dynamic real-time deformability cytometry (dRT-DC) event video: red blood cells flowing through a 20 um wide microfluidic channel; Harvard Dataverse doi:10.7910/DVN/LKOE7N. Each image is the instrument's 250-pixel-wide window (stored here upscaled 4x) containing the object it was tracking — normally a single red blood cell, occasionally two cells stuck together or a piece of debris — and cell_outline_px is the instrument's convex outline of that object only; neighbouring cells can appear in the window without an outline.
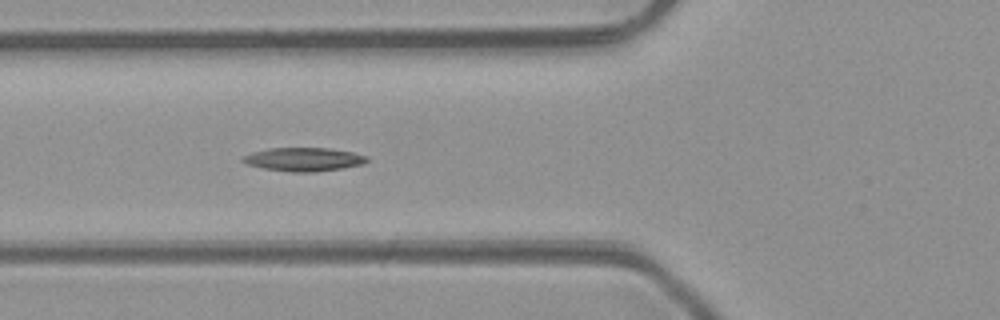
{"species": "common noctule bat (a hibernating species)", "species_latin": "Nyctalus noctula", "temperature_condition": "room temperature", "stored_images_in_passage": 2, "camera_frame_rate_fps": 3000, "um_per_image_px": 0.085, "animal": {"sex": "male", "body_mass_g": 23.1, "forearm_length_mm": 52.7}, "frame": {"image": 1, "passage_image": 2, "time_ms": 1.0, "image_size_px": [1000, 320], "cell_outline_px": [[368, 160], [364, 164], [316, 172], [292, 172], [264, 168], [248, 164], [240, 160], [244, 156], [252, 152], [268, 148], [332, 148], [352, 152], [368, 156]], "centroid_in_image_um": [25.84, 13.54], "position_along_channel_um": 100.0, "area_um2": 16.99}}